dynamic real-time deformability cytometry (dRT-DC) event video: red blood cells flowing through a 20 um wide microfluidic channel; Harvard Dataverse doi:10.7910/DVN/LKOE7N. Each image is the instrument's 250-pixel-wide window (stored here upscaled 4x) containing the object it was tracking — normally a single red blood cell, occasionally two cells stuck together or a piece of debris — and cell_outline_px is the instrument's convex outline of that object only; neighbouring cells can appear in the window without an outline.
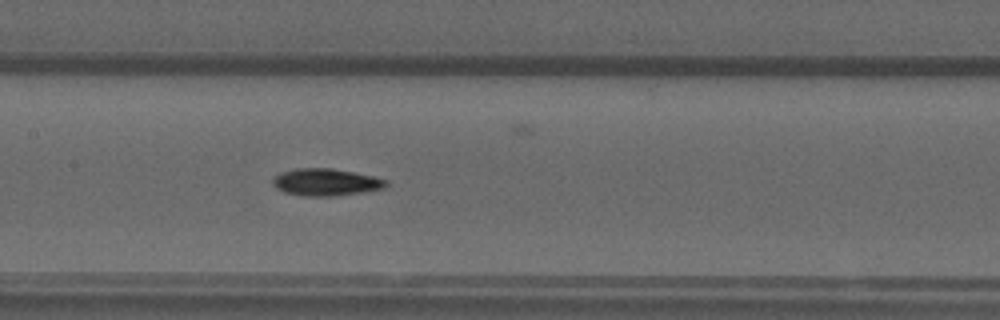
{"species": "common noctule bat (a hibernating species)", "species_latin": "Nyctalus noctula", "temperature_condition": "warm", "stored_images_in_passage": 55, "camera_frame_rate_fps": 3000, "um_per_image_px": 0.085, "animal": {"sex": "male", "forearm_length_mm": 52.5}, "frame": {"image": 1, "passage_image": 26, "time_ms": 8.333, "image_size_px": [1000, 320], "cell_outline_px": [[388, 184], [384, 188], [360, 192], [332, 196], [300, 196], [284, 192], [276, 188], [272, 184], [272, 180], [280, 172], [296, 168], [332, 168], [372, 176], [388, 180]], "centroid_in_image_um": [27.66, 15.48], "position_along_channel_um": 179.7, "area_um2": 17.86}}
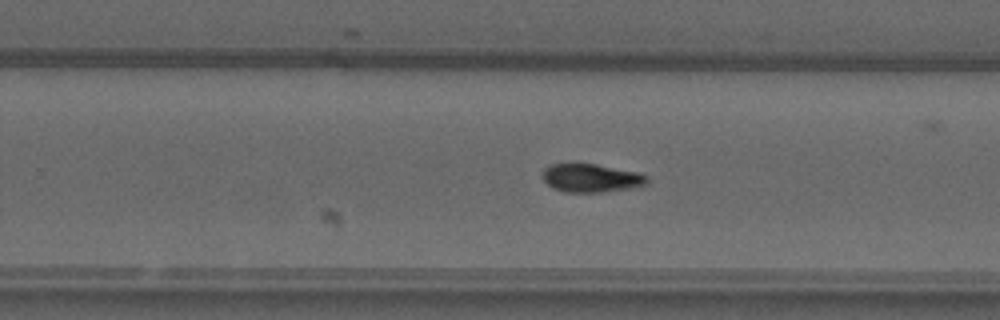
{"frame": {"image": 2, "passage_image": 34, "time_ms": 11.0, "image_size_px": [1000, 320], "cell_outline_px": [[648, 180], [644, 184], [628, 188], [604, 192], [564, 192], [552, 188], [544, 180], [544, 168], [552, 164], [596, 164], [636, 172], [648, 176]], "centroid_in_image_um": [50.22, 15.14], "position_along_channel_um": 279.6, "area_um2": 16.94}}
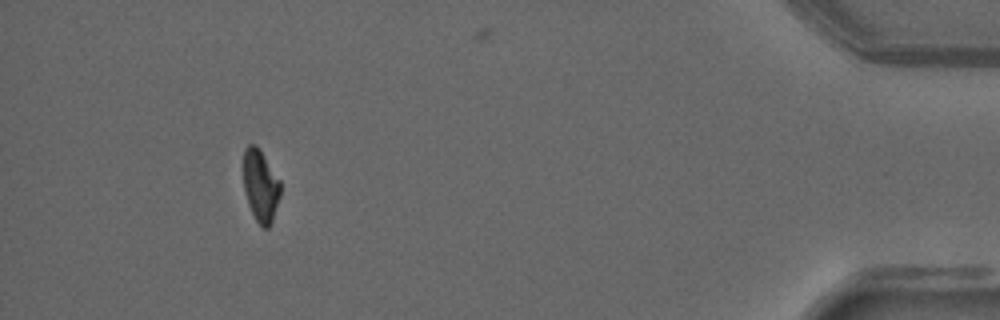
{"frame": {"image": 3, "passage_image": 50, "time_ms": 16.333, "image_size_px": [1000, 320], "cell_outline_px": [[280, 196], [272, 220], [268, 228], [264, 228], [256, 220], [248, 204], [244, 188], [244, 148], [248, 144], [256, 144], [260, 148], [280, 180]], "centroid_in_image_um": [22.15, 15.74], "position_along_channel_um": 413.1, "area_um2": 15.49}, "authors_computed_cell_mechanics": {"area_um2": 16.5886, "velocity_mm_per_s": 3.771, "shape_relaxation_time_tau1_ms": 6.9048, "shape_relaxation_time_tau2_ms": null, "deformation_change_tau1": 0.1879, "deformation_change_tau2": null}}